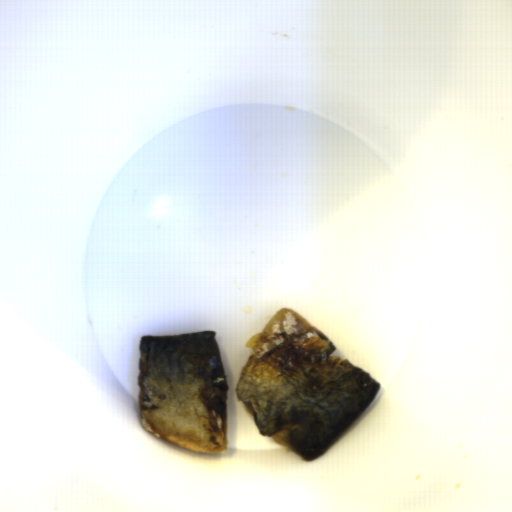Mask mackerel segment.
Returning a JSON list of instances; mask_svg holds the SVG:
<instances>
[{
    "mask_svg": "<svg viewBox=\"0 0 512 512\" xmlns=\"http://www.w3.org/2000/svg\"><path fill=\"white\" fill-rule=\"evenodd\" d=\"M216 336L140 337L138 406L148 433L193 452H226L228 382Z\"/></svg>",
    "mask_w": 512,
    "mask_h": 512,
    "instance_id": "obj_2",
    "label": "mackerel segment"
},
{
    "mask_svg": "<svg viewBox=\"0 0 512 512\" xmlns=\"http://www.w3.org/2000/svg\"><path fill=\"white\" fill-rule=\"evenodd\" d=\"M235 392L262 436L306 460L324 455L370 408L380 385L334 357V343L281 308L249 338Z\"/></svg>",
    "mask_w": 512,
    "mask_h": 512,
    "instance_id": "obj_1",
    "label": "mackerel segment"
}]
</instances>
